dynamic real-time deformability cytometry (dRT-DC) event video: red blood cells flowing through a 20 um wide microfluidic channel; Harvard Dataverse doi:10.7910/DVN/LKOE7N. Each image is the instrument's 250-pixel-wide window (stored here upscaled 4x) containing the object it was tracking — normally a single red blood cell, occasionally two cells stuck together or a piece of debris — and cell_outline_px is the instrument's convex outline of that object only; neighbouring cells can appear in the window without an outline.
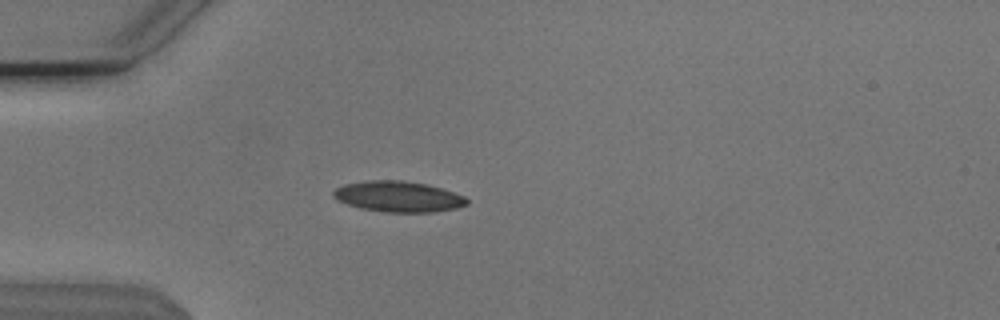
{"species": "Egyptian fruit bat (a non-hibernating species)", "species_latin": "Rousettus aegyptiacus", "temperature_condition": "cold", "stored_images_in_passage": 6, "camera_frame_rate_fps": 3000, "um_per_image_px": 0.085, "animal": {"sex": "male"}, "frame": {"image": 1, "passage_image": 4, "time_ms": 1.0, "image_size_px": [1000, 320], "cell_outline_px": [[468, 204], [456, 208], [436, 212], [384, 212], [360, 208], [336, 200], [332, 196], [332, 192], [336, 188], [344, 184], [368, 180], [400, 180], [428, 184], [464, 196], [468, 200]], "centroid_in_image_um": [33.83, 16.71], "position_along_channel_um": 51.2, "area_um2": 23.99}}